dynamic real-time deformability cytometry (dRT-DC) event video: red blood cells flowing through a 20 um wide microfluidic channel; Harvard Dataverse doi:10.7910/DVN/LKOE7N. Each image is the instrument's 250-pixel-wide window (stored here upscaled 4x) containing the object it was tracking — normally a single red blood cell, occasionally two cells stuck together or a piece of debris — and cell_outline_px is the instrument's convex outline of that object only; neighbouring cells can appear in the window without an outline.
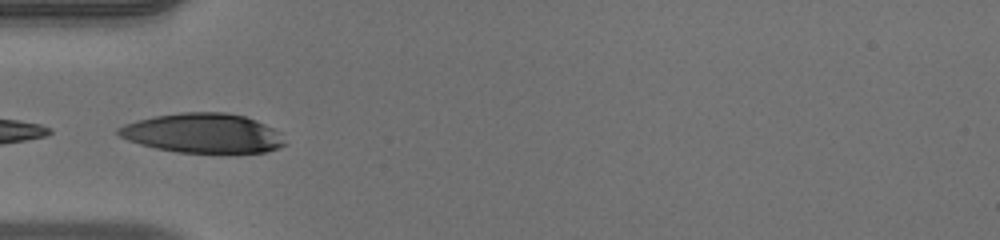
{"species": "human", "species_latin": "Homo sapiens", "temperature_condition": "warm", "stored_images_in_passage": 13, "camera_frame_rate_fps": 3000, "um_per_image_px": 0.085, "donor": {"sex": "male"}, "frame": {"image": 1, "passage_image": 1, "time_ms": 0.0, "image_size_px": [1000, 240], "cell_outline_px": [[284, 144], [280, 148], [264, 152], [176, 152], [156, 148], [140, 144], [128, 140], [120, 136], [116, 132], [116, 128], [124, 124], [136, 120], [156, 116], [180, 112], [224, 112], [244, 116], [256, 120], [280, 132]], "centroid_in_image_um": [17.21, 11.31], "position_along_channel_um": 67.8, "area_um2": 38.09}}
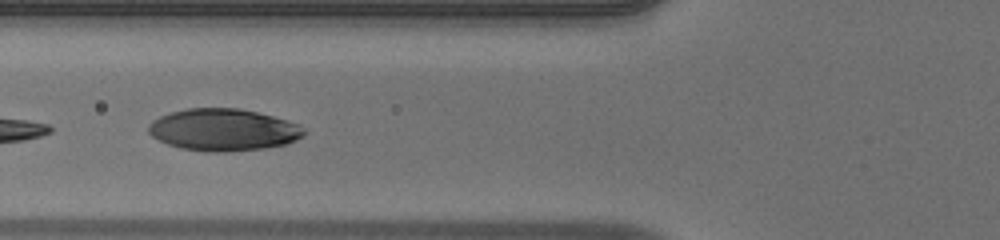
{"frame": {"image": 2, "passage_image": 4, "time_ms": 1.0, "image_size_px": [1000, 240], "cell_outline_px": [[308, 132], [304, 136], [296, 140], [284, 144], [264, 148], [224, 152], [208, 152], [180, 148], [168, 144], [152, 136], [148, 132], [148, 124], [152, 120], [160, 116], [172, 112], [188, 108], [240, 108], [288, 120], [300, 124]], "centroid_in_image_um": [19.0, 11.03], "position_along_channel_um": 106.8, "area_um2": 38.21}}